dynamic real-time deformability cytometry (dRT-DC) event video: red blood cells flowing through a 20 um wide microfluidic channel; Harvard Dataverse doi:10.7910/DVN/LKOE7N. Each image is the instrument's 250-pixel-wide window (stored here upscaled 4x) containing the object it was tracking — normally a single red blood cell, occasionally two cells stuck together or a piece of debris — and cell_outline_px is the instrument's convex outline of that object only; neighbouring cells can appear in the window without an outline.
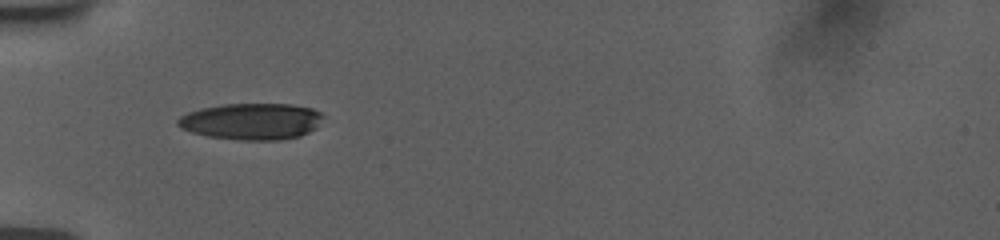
{"species": "human", "species_latin": "Homo sapiens", "temperature_condition": "room temperature", "stored_images_in_passage": 20, "camera_frame_rate_fps": 3000, "um_per_image_px": 0.085, "donor": {"sex": "female"}, "frame": {"image": 1, "passage_image": 1, "time_ms": 0.0, "image_size_px": [1000, 240], "cell_outline_px": [[324, 116], [316, 128], [300, 136], [280, 140], [240, 140], [208, 136], [192, 132], [180, 128], [176, 124], [176, 120], [180, 116], [188, 112], [200, 108], [224, 104], [292, 104], [312, 108], [320, 112]], "centroid_in_image_um": [21.38, 10.31], "position_along_channel_um": 63.6, "area_um2": 31.04}}
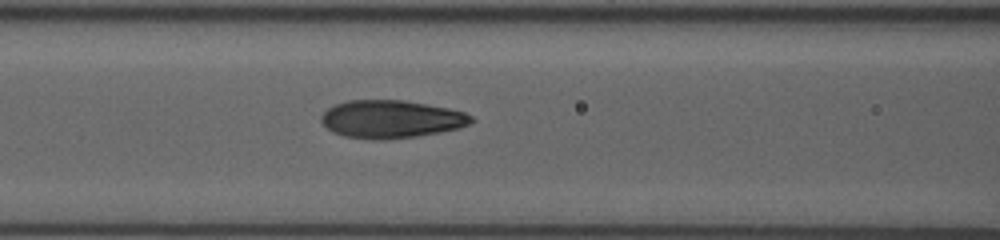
{"frame": {"image": 2, "passage_image": 7, "time_ms": 2.0, "image_size_px": [1000, 240], "cell_outline_px": [[476, 120], [460, 128], [416, 136], [380, 140], [372, 140], [344, 136], [332, 132], [320, 120], [320, 116], [328, 108], [336, 104], [348, 100], [404, 100], [448, 108], [464, 112], [472, 116]], "centroid_in_image_um": [33.24, 10.13], "position_along_channel_um": 133.4, "area_um2": 33.06}}
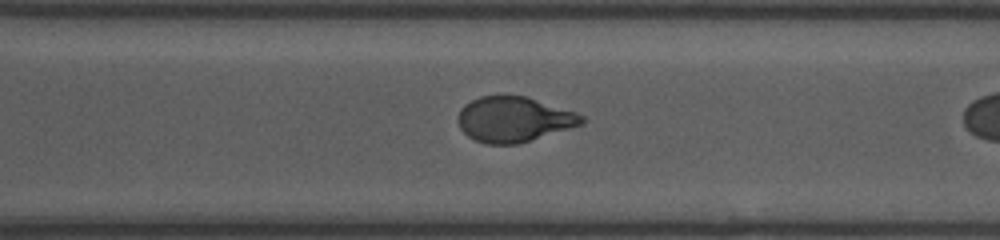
{"frame": {"image": 3, "passage_image": 19, "time_ms": 6.0, "image_size_px": [1000, 240], "cell_outline_px": [[584, 124], [516, 144], [484, 144], [468, 136], [460, 128], [460, 108], [464, 104], [480, 96], [504, 92], [528, 96], [576, 112], [584, 116]], "centroid_in_image_um": [43.68, 10.09], "position_along_channel_um": 326.9, "area_um2": 33.06}}